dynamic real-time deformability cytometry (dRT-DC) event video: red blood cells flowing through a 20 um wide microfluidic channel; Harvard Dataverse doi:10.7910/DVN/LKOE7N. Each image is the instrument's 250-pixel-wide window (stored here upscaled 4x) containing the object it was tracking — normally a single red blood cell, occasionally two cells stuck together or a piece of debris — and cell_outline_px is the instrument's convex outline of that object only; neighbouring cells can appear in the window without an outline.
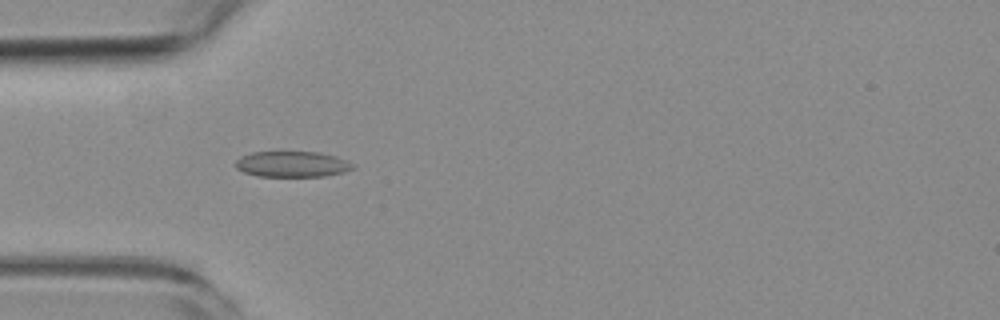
{"species": "common noctule bat (a hibernating species)", "species_latin": "Nyctalus noctula", "temperature_condition": "room temperature", "stored_images_in_passage": 41, "camera_frame_rate_fps": 3000, "um_per_image_px": 0.085, "animal": {"sex": "female", "body_mass_g": 19.3, "forearm_length_mm": 54.1}, "frame": {"image": 1, "passage_image": 4, "time_ms": 1.0, "image_size_px": [1000, 320], "cell_outline_px": [[356, 168], [344, 172], [324, 176], [256, 176], [244, 172], [236, 168], [236, 160], [240, 156], [252, 152], [320, 152], [336, 156], [348, 160]], "centroid_in_image_um": [24.85, 13.95], "position_along_channel_um": 60.2, "area_um2": 17.69}}
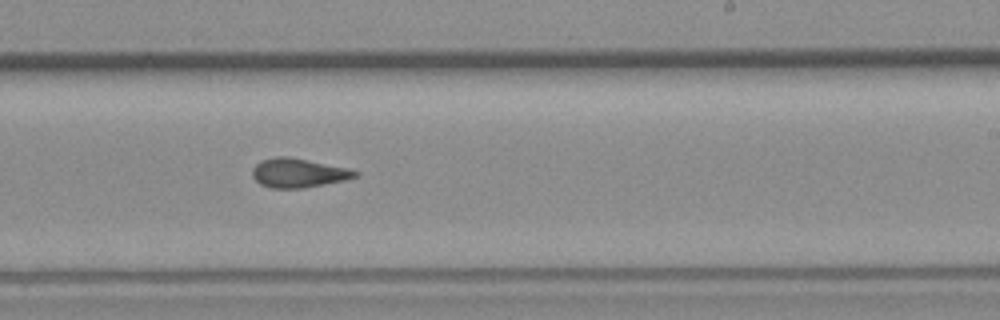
{"frame": {"image": 2, "passage_image": 20, "time_ms": 6.333, "image_size_px": [1000, 320], "cell_outline_px": [[360, 172], [356, 176], [344, 180], [304, 188], [272, 188], [260, 184], [252, 176], [252, 168], [260, 160], [276, 156], [288, 156], [348, 168]], "centroid_in_image_um": [25.32, 14.69], "position_along_channel_um": 263.7, "area_um2": 17.4}}
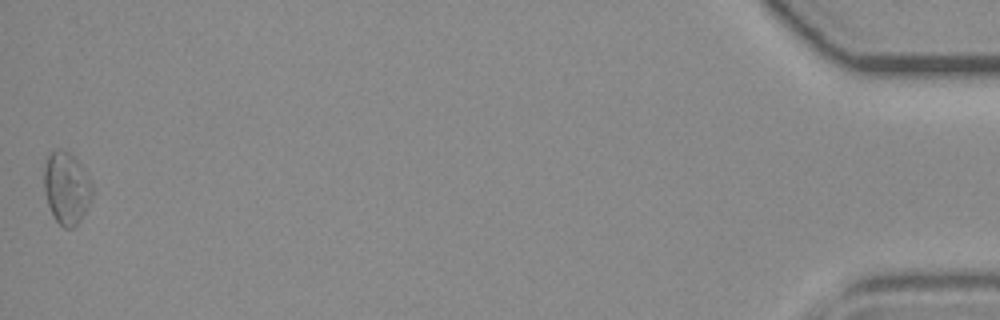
{"frame": {"image": 3, "passage_image": 41, "time_ms": 13.333, "image_size_px": [1000, 320], "cell_outline_px": [[92, 196], [80, 220], [72, 228], [64, 228], [52, 216], [44, 192], [44, 168], [48, 152], [56, 148], [60, 148], [68, 152], [76, 160], [92, 180]], "centroid_in_image_um": [5.63, 15.95], "position_along_channel_um": 429.6, "area_um2": 20.29}, "authors_computed_cell_mechanics": {"area_um2": 17.2244, "velocity_mm_per_s": 3.8469, "shape_relaxation_time_tau1_ms": null, "shape_relaxation_time_tau2_ms": 1.126, "deformation_change_tau1": null, "deformation_change_tau2": 0.0478}}